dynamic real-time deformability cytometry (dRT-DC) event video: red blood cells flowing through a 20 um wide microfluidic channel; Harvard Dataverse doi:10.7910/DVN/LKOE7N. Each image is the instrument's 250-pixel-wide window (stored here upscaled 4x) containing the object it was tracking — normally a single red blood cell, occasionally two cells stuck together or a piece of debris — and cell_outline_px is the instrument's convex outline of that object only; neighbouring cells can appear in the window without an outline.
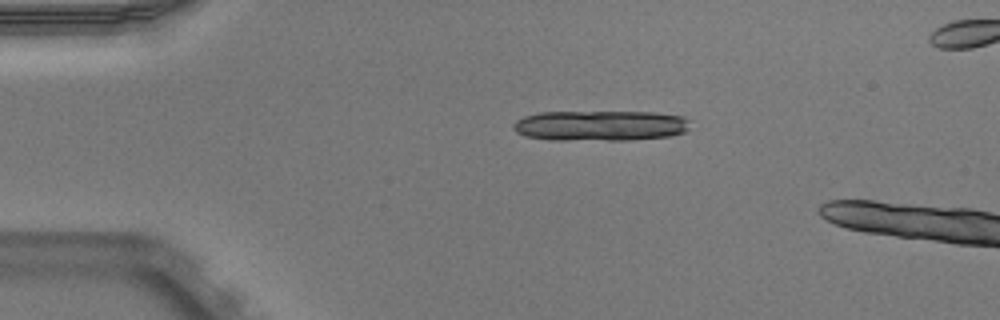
{"species": "Egyptian fruit bat (a non-hibernating species)", "species_latin": "Rousettus aegyptiacus", "temperature_condition": "warm", "stored_images_in_passage": 13, "camera_frame_rate_fps": 3000, "um_per_image_px": 0.085, "animal": {"sex": "male"}, "frame": {"image": 1, "passage_image": 10, "time_ms": 3.0, "image_size_px": [1000, 320], "cell_outline_px": [[688, 132], [672, 136], [628, 140], [548, 140], [524, 136], [516, 132], [512, 128], [512, 124], [516, 120], [524, 116], [540, 112], [656, 112], [684, 116], [688, 120]], "centroid_in_image_um": [51.02, 10.68], "position_along_channel_um": 34.0, "area_um2": 31.85}}